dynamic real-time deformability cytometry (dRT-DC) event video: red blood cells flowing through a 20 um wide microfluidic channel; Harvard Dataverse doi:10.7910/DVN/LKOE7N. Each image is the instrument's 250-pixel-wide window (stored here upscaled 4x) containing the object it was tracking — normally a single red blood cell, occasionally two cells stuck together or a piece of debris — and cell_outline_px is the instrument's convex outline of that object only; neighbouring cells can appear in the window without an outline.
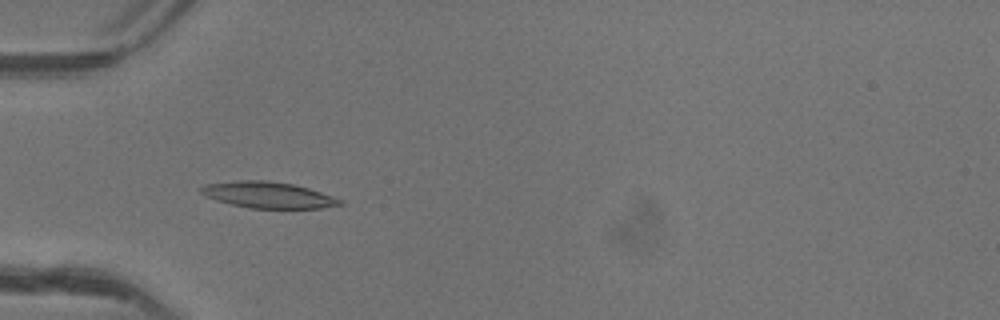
{"species": "common noctule bat (a hibernating species)", "species_latin": "Nyctalus noctula", "temperature_condition": "warm", "stored_images_in_passage": 5, "camera_frame_rate_fps": 3000, "um_per_image_px": 0.085, "animal": {"sex": "female"}, "frame": {"image": 1, "passage_image": 2, "time_ms": 0.333, "image_size_px": [1000, 320], "cell_outline_px": [[344, 204], [320, 208], [252, 208], [232, 204], [216, 200], [204, 196], [200, 192], [200, 188], [208, 184], [240, 180], [268, 180], [292, 184], [308, 188], [344, 200]], "centroid_in_image_um": [22.8, 16.57], "position_along_channel_um": 62.2, "area_um2": 21.04}}
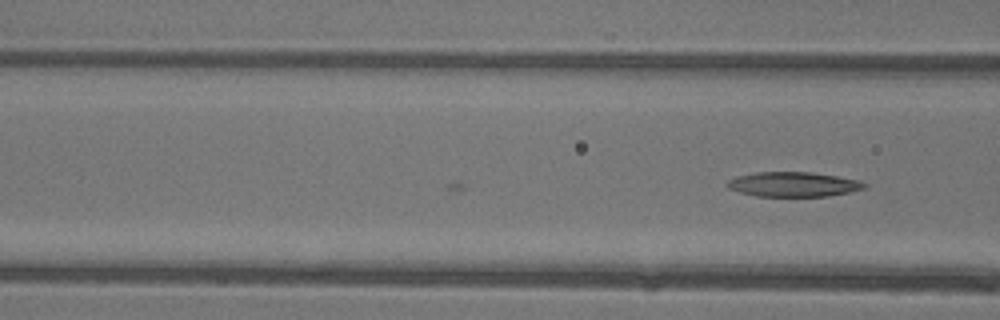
{"frame": {"image": 2, "passage_image": 5, "time_ms": 1.333, "image_size_px": [1000, 320], "cell_outline_px": [[868, 184], [864, 188], [848, 192], [828, 196], [756, 196], [740, 192], [728, 188], [724, 184], [728, 180], [736, 176], [756, 172], [808, 172], [836, 176], [856, 180]], "centroid_in_image_um": [67.37, 15.67], "position_along_channel_um": 99.2, "area_um2": 19.59}}